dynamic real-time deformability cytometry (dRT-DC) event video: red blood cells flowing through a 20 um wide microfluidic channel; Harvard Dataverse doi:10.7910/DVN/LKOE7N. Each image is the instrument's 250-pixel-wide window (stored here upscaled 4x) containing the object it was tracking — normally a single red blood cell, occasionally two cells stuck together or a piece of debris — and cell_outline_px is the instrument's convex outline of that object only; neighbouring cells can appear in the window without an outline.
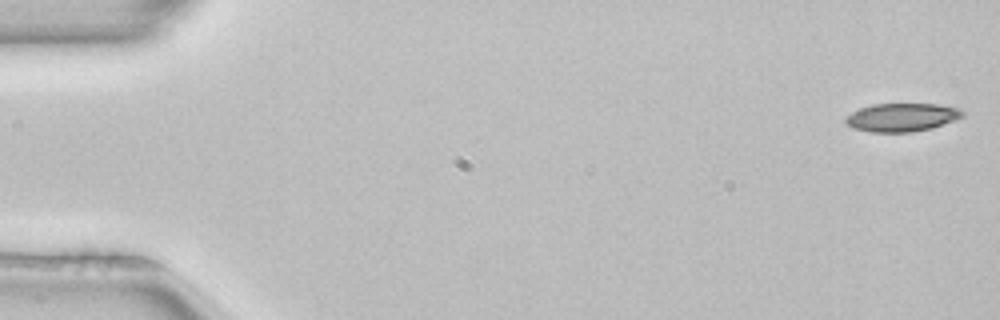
{"species": "common noctule bat (a hibernating species)", "species_latin": "Nyctalus noctula", "temperature_condition": "room temperature", "stored_images_in_passage": 4, "camera_frame_rate_fps": 3000, "um_per_image_px": 0.085, "animal": {"sex": "female", "body_mass_g": 22.7, "forearm_length_mm": 54.2}, "frame": {"image": 1, "passage_image": 1, "time_ms": 0.0, "image_size_px": [1000, 320], "cell_outline_px": [[964, 116], [932, 128], [912, 132], [872, 132], [852, 128], [844, 120], [852, 112], [860, 108], [872, 104], [936, 104], [960, 108], [964, 112]], "centroid_in_image_um": [76.66, 9.97], "position_along_channel_um": 8.3, "area_um2": 19.19}}